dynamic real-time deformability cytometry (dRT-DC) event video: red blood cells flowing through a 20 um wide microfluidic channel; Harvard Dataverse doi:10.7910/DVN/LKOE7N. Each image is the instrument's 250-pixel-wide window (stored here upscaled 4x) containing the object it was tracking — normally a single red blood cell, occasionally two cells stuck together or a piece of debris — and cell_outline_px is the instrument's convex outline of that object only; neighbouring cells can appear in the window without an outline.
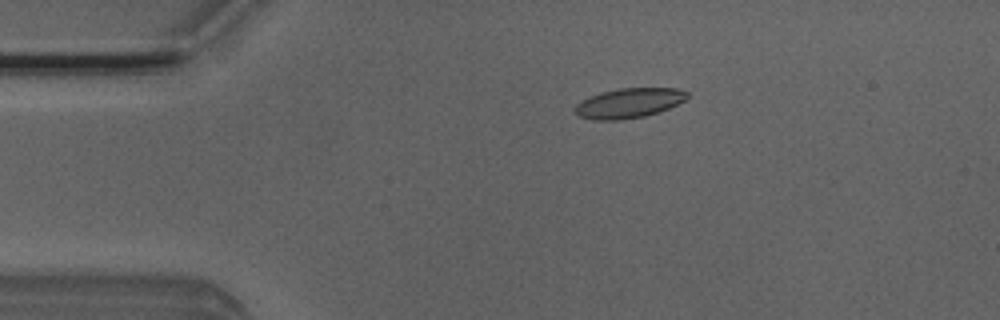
{"species": "Egyptian fruit bat (a non-hibernating species)", "species_latin": "Rousettus aegyptiacus", "temperature_condition": "room temperature", "stored_images_in_passage": 52, "camera_frame_rate_fps": 3000, "um_per_image_px": 0.085, "animal": {"sex": "male"}, "frame": {"image": 1, "passage_image": 10, "time_ms": 3.0, "image_size_px": [1000, 320], "cell_outline_px": [[688, 96], [684, 100], [660, 112], [644, 116], [620, 120], [592, 120], [576, 116], [572, 108], [576, 104], [600, 92], [620, 88], [676, 88], [688, 92]], "centroid_in_image_um": [53.41, 8.77], "position_along_channel_um": 31.6, "area_um2": 19.54}}
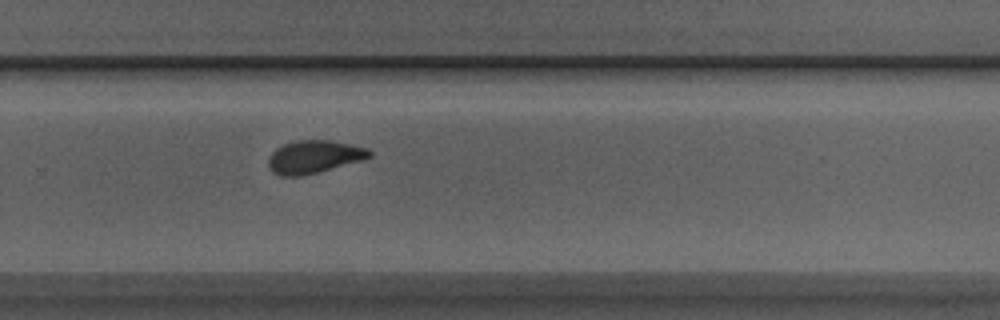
{"frame": {"image": 2, "passage_image": 34, "time_ms": 11.0, "image_size_px": [1000, 320], "cell_outline_px": [[372, 156], [364, 160], [304, 176], [280, 176], [272, 172], [268, 168], [268, 156], [276, 148], [284, 144], [296, 140], [332, 140], [368, 148], [372, 152]], "centroid_in_image_um": [26.69, 13.34], "position_along_channel_um": 303.1, "area_um2": 19.71}}
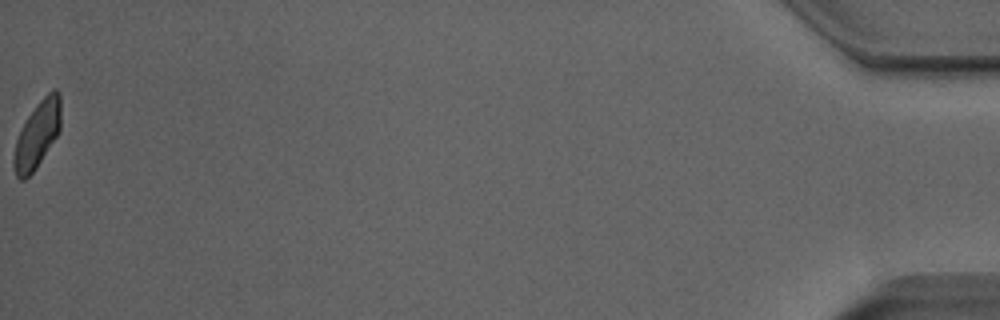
{"frame": {"image": 3, "passage_image": 52, "time_ms": 17.0, "image_size_px": [1000, 320], "cell_outline_px": [[60, 128], [56, 136], [36, 168], [24, 180], [20, 180], [16, 176], [12, 164], [12, 160], [16, 140], [28, 116], [36, 104], [52, 88], [56, 88], [60, 92]], "centroid_in_image_um": [3.16, 11.43], "position_along_channel_um": 432.0, "area_um2": 18.09}, "authors_computed_cell_mechanics": {"area_um2": 19.1896, "velocity_mm_per_s": 3.9545, "shape_relaxation_time_tau1_ms": 3.8361, "shape_relaxation_time_tau2_ms": 2.27, "deformation_change_tau1": 0.1135, "deformation_change_tau2": 0.0703}}